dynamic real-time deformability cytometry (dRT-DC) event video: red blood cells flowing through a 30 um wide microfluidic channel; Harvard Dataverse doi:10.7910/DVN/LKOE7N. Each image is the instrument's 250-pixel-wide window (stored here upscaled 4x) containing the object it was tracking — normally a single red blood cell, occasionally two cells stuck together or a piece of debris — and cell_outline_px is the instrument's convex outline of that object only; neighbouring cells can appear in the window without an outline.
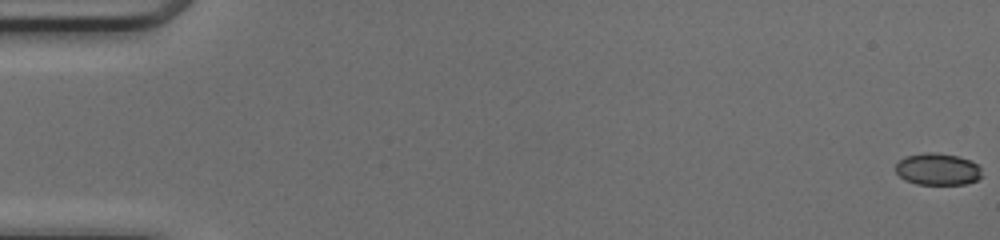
{"species": "common noctule bat (a hibernating species)", "species_latin": "Nyctalus noctula", "temperature_condition": "cold", "stored_images_in_passage": 51, "camera_frame_rate_fps": 3000, "um_per_image_px": 0.085, "animal": {"sex": "female", "body_mass_g": 17.0, "forearm_length_mm": 48.0}, "frame": {"image": 1, "passage_image": 1, "time_ms": 0.0, "image_size_px": [1000, 240], "cell_outline_px": [[980, 176], [976, 180], [964, 184], [916, 184], [904, 180], [896, 172], [896, 164], [904, 156], [924, 152], [936, 152], [956, 156], [968, 160], [976, 164], [980, 168]], "centroid_in_image_um": [79.64, 14.38], "position_along_channel_um": 5.4, "area_um2": 15.9}}
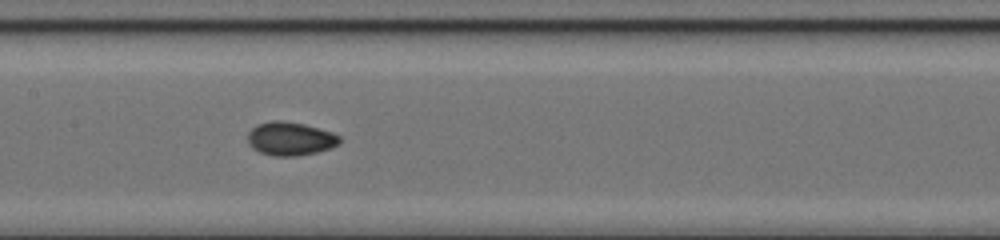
{"frame": {"image": 2, "passage_image": 26, "time_ms": 8.333, "image_size_px": [1000, 240], "cell_outline_px": [[340, 144], [316, 152], [296, 156], [272, 156], [260, 152], [252, 148], [248, 144], [248, 132], [256, 124], [272, 120], [280, 120], [304, 124], [332, 132], [340, 136]], "centroid_in_image_um": [24.64, 11.78], "position_along_channel_um": 182.8, "area_um2": 17.98}}
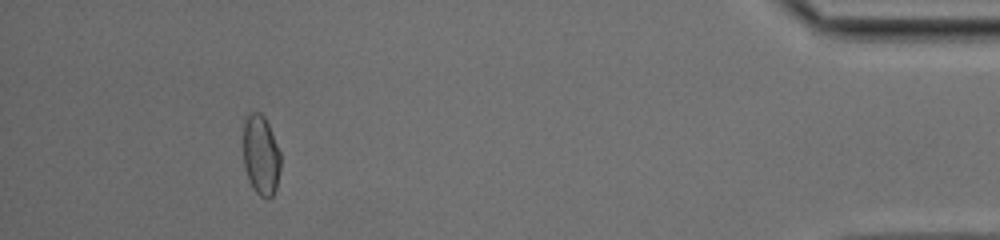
{"frame": {"image": 3, "passage_image": 47, "time_ms": 15.333, "image_size_px": [1000, 240], "cell_outline_px": [[280, 168], [276, 188], [272, 196], [268, 200], [260, 196], [252, 188], [248, 180], [244, 168], [244, 116], [248, 112], [260, 112], [264, 116], [268, 124], [280, 152]], "centroid_in_image_um": [22.16, 13.19], "position_along_channel_um": 413.0, "area_um2": 17.57}, "authors_computed_cell_mechanics": {"area_um2": 17.2822, "velocity_mm_per_s": 4.2041, "shape_relaxation_time_tau1_ms": 10.3388, "shape_relaxation_time_tau2_ms": 0.9217, "deformation_change_tau1": 0.1576, "deformation_change_tau2": 0.0399}}